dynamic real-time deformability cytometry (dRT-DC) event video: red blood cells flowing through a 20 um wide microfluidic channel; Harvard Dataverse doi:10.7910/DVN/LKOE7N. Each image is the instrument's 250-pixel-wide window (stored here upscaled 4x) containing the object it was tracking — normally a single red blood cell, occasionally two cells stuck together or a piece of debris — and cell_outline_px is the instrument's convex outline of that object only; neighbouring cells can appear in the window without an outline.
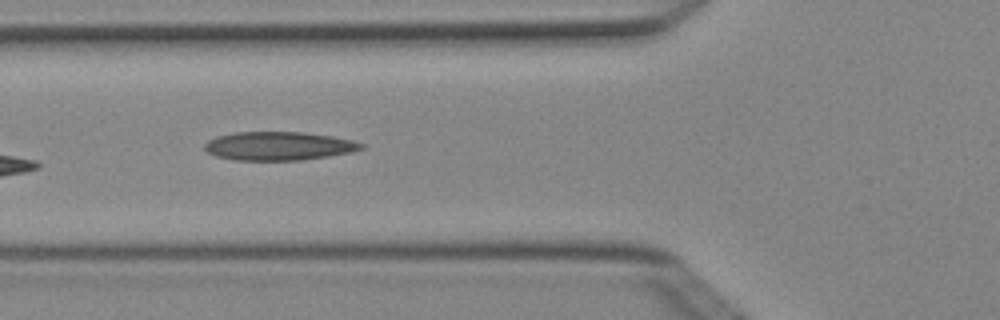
{"species": "Egyptian fruit bat (a non-hibernating species)", "species_latin": "Rousettus aegyptiacus", "temperature_condition": "cold", "stored_images_in_passage": 8, "camera_frame_rate_fps": 3000, "um_per_image_px": 0.085, "animal": {"sex": "female"}, "frame": {"image": 1, "passage_image": 4, "time_ms": 1.0, "image_size_px": [1000, 320], "cell_outline_px": [[364, 148], [352, 152], [304, 160], [236, 160], [216, 156], [208, 152], [204, 148], [204, 144], [208, 140], [216, 136], [236, 132], [304, 132], [332, 136], [352, 140], [364, 144]], "centroid_in_image_um": [23.69, 12.41], "position_along_channel_um": 102.1, "area_um2": 26.13}}
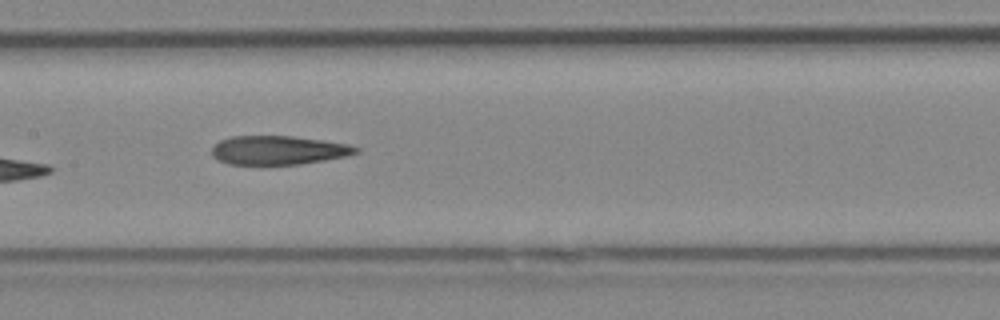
{"frame": {"image": 2, "passage_image": 6, "time_ms": 1.667, "image_size_px": [1000, 320], "cell_outline_px": [[360, 152], [344, 156], [324, 160], [300, 164], [228, 164], [216, 160], [212, 156], [212, 148], [220, 140], [232, 136], [292, 136], [324, 140], [348, 144], [360, 148]], "centroid_in_image_um": [23.65, 12.76], "position_along_channel_um": 183.7, "area_um2": 24.22}}
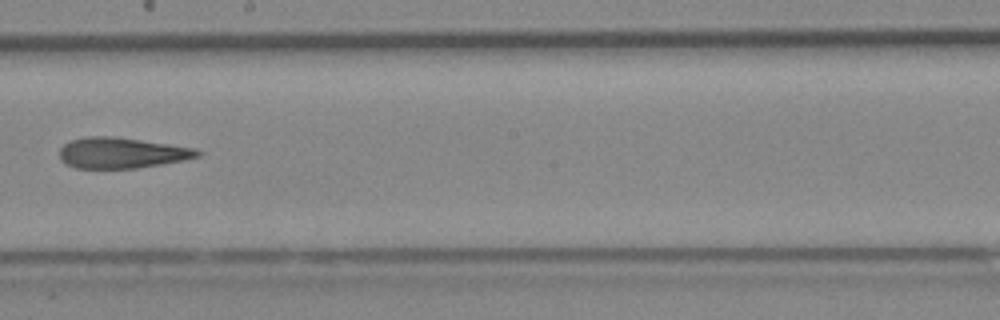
{"frame": {"image": 3, "passage_image": 7, "time_ms": 2.0, "image_size_px": [1000, 320], "cell_outline_px": [[204, 152], [200, 156], [184, 160], [136, 168], [76, 168], [60, 160], [60, 148], [64, 144], [72, 140], [88, 136], [112, 136], [196, 148]], "centroid_in_image_um": [10.36, 12.99], "position_along_channel_um": 237.8, "area_um2": 24.57}}